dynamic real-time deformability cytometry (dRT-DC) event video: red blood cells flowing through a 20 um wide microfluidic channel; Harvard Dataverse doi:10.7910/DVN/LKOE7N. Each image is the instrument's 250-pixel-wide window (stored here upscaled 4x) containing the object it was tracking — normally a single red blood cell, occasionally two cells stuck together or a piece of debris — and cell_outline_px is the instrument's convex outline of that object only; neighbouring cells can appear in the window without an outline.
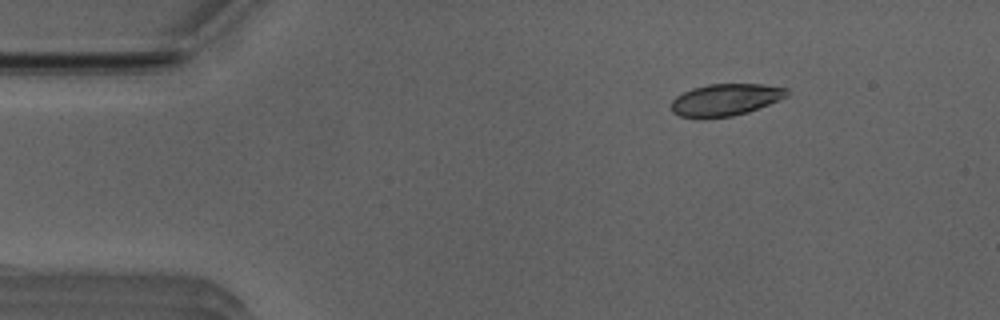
{"species": "Egyptian fruit bat (a non-hibernating species)", "species_latin": "Rousettus aegyptiacus", "temperature_condition": "room temperature", "stored_images_in_passage": 18, "camera_frame_rate_fps": 3000, "um_per_image_px": 0.085, "animal": {"sex": "male"}, "frame": {"image": 1, "passage_image": 1, "time_ms": 0.0, "image_size_px": [1000, 320], "cell_outline_px": [[788, 96], [748, 112], [732, 116], [680, 116], [672, 112], [672, 100], [676, 96], [692, 88], [708, 84], [764, 84], [788, 88]], "centroid_in_image_um": [61.7, 8.44], "position_along_channel_um": 23.3, "area_um2": 21.1}}
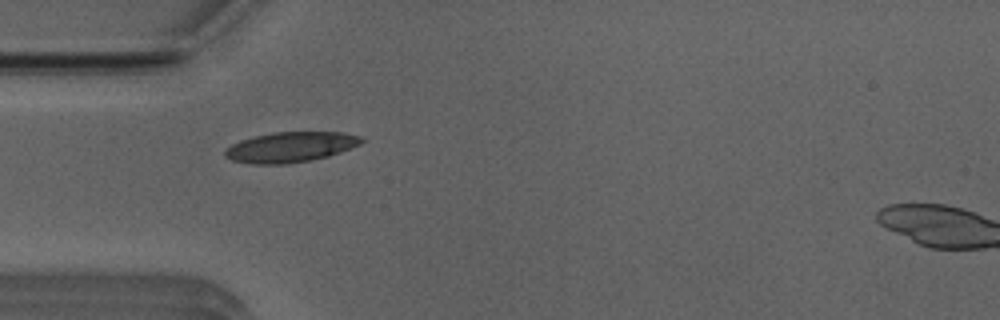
{"frame": {"image": 2, "passage_image": 9, "time_ms": 2.667, "image_size_px": [1000, 320], "cell_outline_px": [[364, 140], [360, 144], [340, 152], [328, 156], [308, 160], [284, 164], [252, 164], [232, 160], [224, 156], [224, 148], [240, 140], [272, 132], [344, 132], [360, 136]], "centroid_in_image_um": [24.66, 12.49], "position_along_channel_um": 60.3, "area_um2": 23.99}}
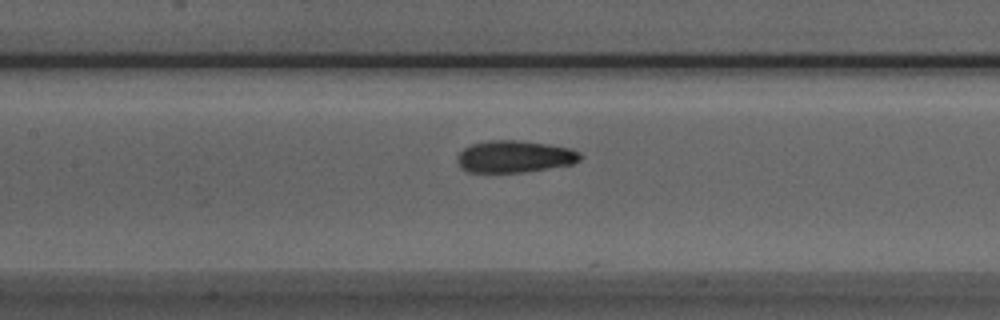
{"frame": {"image": 3, "passage_image": 17, "time_ms": 5.333, "image_size_px": [1000, 320], "cell_outline_px": [[584, 156], [580, 160], [572, 164], [524, 172], [468, 172], [460, 168], [456, 160], [456, 156], [464, 148], [472, 144], [488, 140], [520, 140], [548, 144], [572, 148], [580, 152]], "centroid_in_image_um": [43.74, 13.3], "position_along_channel_um": 163.7, "area_um2": 23.18}}